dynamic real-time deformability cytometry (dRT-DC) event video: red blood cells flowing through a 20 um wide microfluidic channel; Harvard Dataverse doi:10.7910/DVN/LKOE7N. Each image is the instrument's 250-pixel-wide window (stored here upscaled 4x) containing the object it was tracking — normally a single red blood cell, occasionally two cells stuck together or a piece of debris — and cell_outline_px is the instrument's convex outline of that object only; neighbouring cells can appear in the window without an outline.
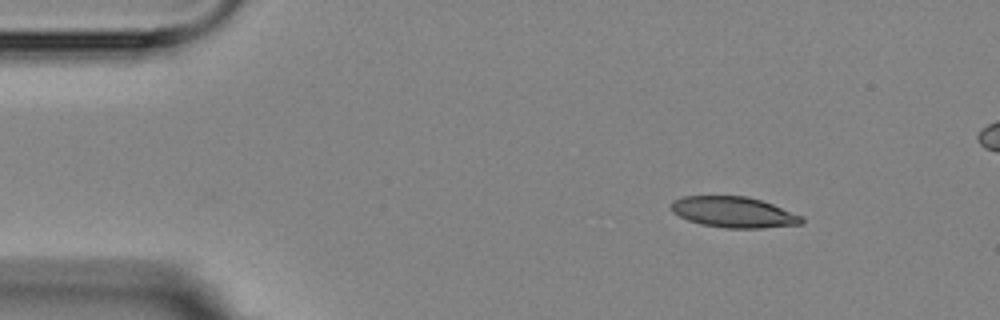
{"species": "Egyptian fruit bat (a non-hibernating species)", "species_latin": "Rousettus aegyptiacus", "temperature_condition": "room temperature", "stored_images_in_passage": 2, "camera_frame_rate_fps": 3000, "um_per_image_px": 0.085, "animal": {"sex": "female"}, "frame": {"image": 1, "passage_image": 2, "time_ms": 1.333, "image_size_px": [1000, 320], "cell_outline_px": [[804, 224], [764, 228], [724, 228], [700, 224], [688, 220], [672, 212], [672, 204], [676, 200], [684, 196], [748, 196], [772, 204], [800, 216], [804, 220]], "centroid_in_image_um": [62.37, 18.04], "position_along_channel_um": 22.6, "area_um2": 23.24}}